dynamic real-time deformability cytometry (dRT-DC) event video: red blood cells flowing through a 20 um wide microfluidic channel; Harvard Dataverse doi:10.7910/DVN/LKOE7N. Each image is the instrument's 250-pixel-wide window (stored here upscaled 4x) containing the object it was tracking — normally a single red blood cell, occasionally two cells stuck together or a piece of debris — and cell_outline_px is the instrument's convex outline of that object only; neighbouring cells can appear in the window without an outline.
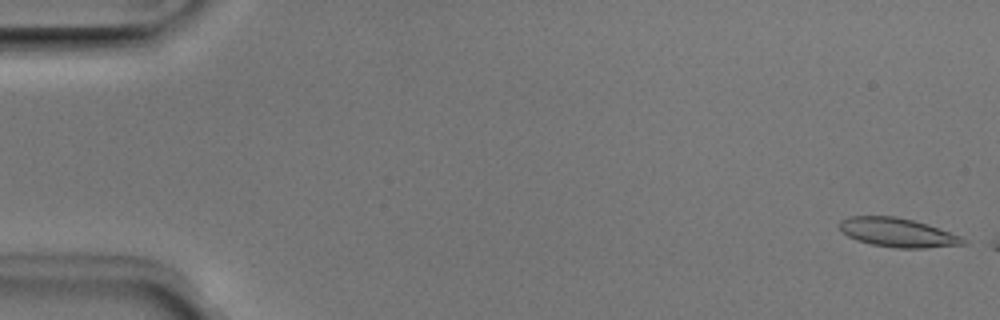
{"species": "Egyptian fruit bat (a non-hibernating species)", "species_latin": "Rousettus aegyptiacus", "temperature_condition": "room temperature", "stored_images_in_passage": 8, "camera_frame_rate_fps": 3000, "um_per_image_px": 0.085, "animal": {"sex": "male"}, "frame": {"image": 1, "passage_image": 1, "time_ms": 0.0, "image_size_px": [1000, 320], "cell_outline_px": [[968, 244], [924, 248], [896, 248], [872, 244], [856, 240], [840, 232], [836, 224], [840, 220], [848, 216], [896, 216], [928, 224], [960, 236], [968, 240]], "centroid_in_image_um": [76.25, 19.76], "position_along_channel_um": 8.7, "area_um2": 21.15}}